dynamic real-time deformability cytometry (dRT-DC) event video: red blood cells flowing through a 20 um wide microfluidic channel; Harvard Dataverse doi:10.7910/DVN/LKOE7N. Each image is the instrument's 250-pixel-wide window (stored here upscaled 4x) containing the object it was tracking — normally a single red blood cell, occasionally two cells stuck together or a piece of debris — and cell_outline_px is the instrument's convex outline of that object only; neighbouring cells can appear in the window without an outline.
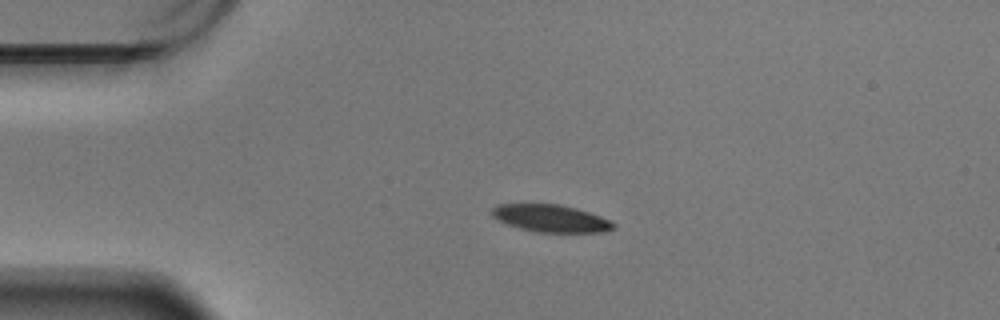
{"species": "Egyptian fruit bat (a non-hibernating species)", "species_latin": "Rousettus aegyptiacus", "temperature_condition": "warm", "stored_images_in_passage": 47, "camera_frame_rate_fps": 3000, "um_per_image_px": 0.085, "animal": {"sex": "male"}, "frame": {"image": 1, "passage_image": 1, "time_ms": 0.0, "image_size_px": [1000, 320], "cell_outline_px": [[616, 228], [604, 232], [536, 232], [520, 228], [508, 224], [492, 216], [492, 208], [496, 204], [560, 204], [576, 208], [600, 216], [616, 224]], "centroid_in_image_um": [46.84, 18.56], "position_along_channel_um": 38.2, "area_um2": 19.25}}
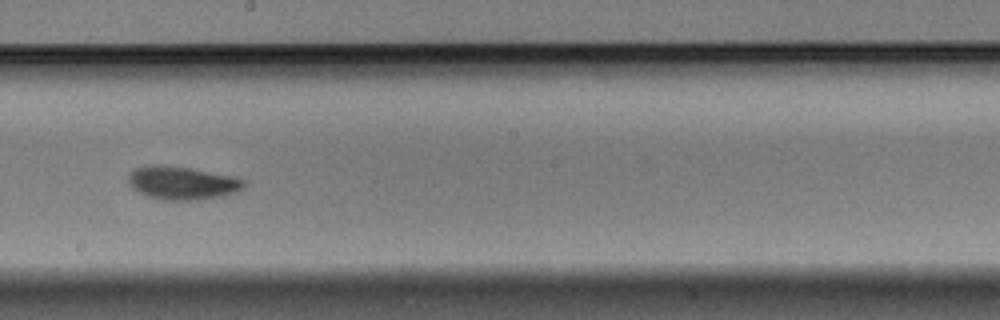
{"frame": {"image": 2, "passage_image": 21, "time_ms": 6.667, "image_size_px": [1000, 320], "cell_outline_px": [[244, 188], [236, 192], [224, 196], [196, 200], [164, 200], [148, 196], [132, 188], [128, 184], [128, 176], [136, 168], [144, 164], [160, 164], [188, 168], [232, 176], [244, 180]], "centroid_in_image_um": [15.46, 15.55], "position_along_channel_um": 232.7, "area_um2": 22.37}}
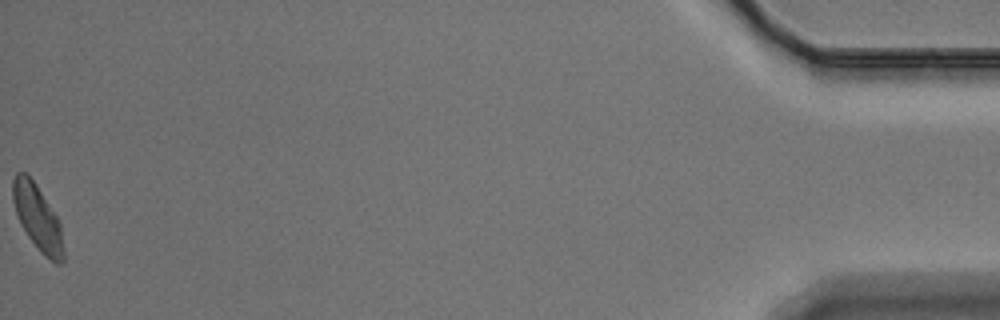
{"frame": {"image": 3, "passage_image": 47, "time_ms": 15.333, "image_size_px": [1000, 320], "cell_outline_px": [[64, 260], [60, 264], [56, 264], [44, 256], [40, 252], [28, 236], [20, 224], [12, 200], [12, 180], [16, 172], [24, 172], [36, 184], [56, 216], [60, 224], [64, 252]], "centroid_in_image_um": [3.18, 18.52], "position_along_channel_um": 432.0, "area_um2": 19.19}, "authors_computed_cell_mechanics": {"area_um2": 20.6346, "velocity_mm_per_s": 3.4223, "shape_relaxation_time_tau1_ms": 2.6279, "shape_relaxation_time_tau2_ms": 3.4494, "deformation_change_tau1": 0.0922, "deformation_change_tau2": 0.0678}}